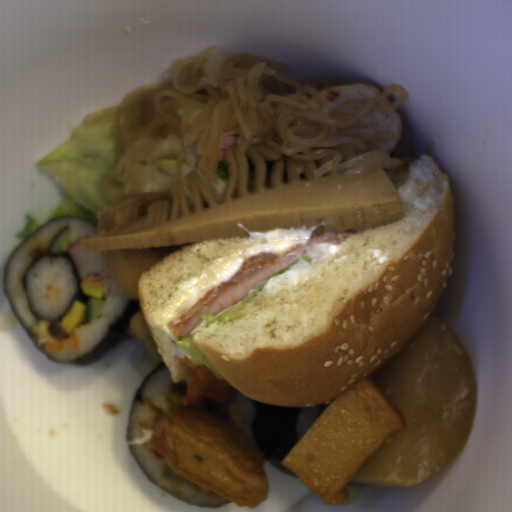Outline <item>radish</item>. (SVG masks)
Here are the masks:
<instances>
[{"label": "radish", "instance_id": "radish-1", "mask_svg": "<svg viewBox=\"0 0 512 512\" xmlns=\"http://www.w3.org/2000/svg\"><path fill=\"white\" fill-rule=\"evenodd\" d=\"M367 379L393 402L407 426L348 484L411 488L448 465L466 445L477 412L478 381L468 350L448 324L428 315Z\"/></svg>", "mask_w": 512, "mask_h": 512}]
</instances>
